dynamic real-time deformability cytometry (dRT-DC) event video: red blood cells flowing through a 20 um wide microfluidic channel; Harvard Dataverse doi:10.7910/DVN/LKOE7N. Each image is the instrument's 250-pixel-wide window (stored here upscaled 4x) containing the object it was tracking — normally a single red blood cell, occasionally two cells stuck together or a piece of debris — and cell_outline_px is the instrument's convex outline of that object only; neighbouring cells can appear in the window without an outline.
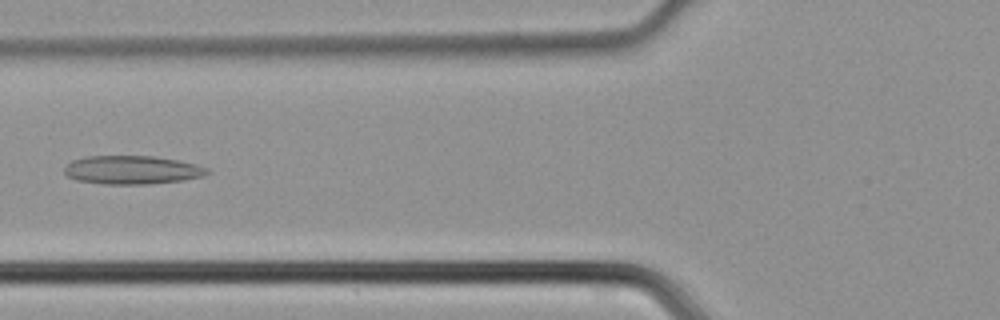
{"species": "common noctule bat (a hibernating species)", "species_latin": "Nyctalus noctula", "temperature_condition": "cold", "stored_images_in_passage": 39, "camera_frame_rate_fps": 3000, "um_per_image_px": 0.085, "animal": {"sex": "male", "body_mass_g": 21.5, "forearm_length_mm": 52.0}, "frame": {"image": 1, "passage_image": 11, "time_ms": 3.333, "image_size_px": [1000, 320], "cell_outline_px": [[212, 172], [204, 176], [184, 180], [148, 184], [104, 184], [76, 180], [68, 176], [64, 172], [64, 168], [72, 160], [84, 156], [152, 156], [180, 160], [196, 164], [208, 168]], "centroid_in_image_um": [11.26, 14.44], "position_along_channel_um": 114.5, "area_um2": 23.93}}
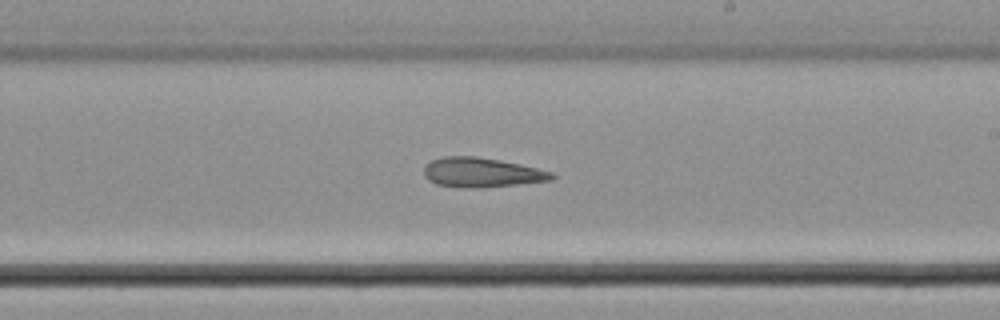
{"frame": {"image": 2, "passage_image": 20, "time_ms": 6.333, "image_size_px": [1000, 320], "cell_outline_px": [[556, 176], [552, 180], [480, 188], [472, 188], [436, 184], [428, 180], [424, 176], [424, 164], [432, 160], [444, 156], [476, 156], [500, 160], [536, 168], [552, 172]], "centroid_in_image_um": [40.9, 14.65], "position_along_channel_um": 248.1, "area_um2": 21.91}}
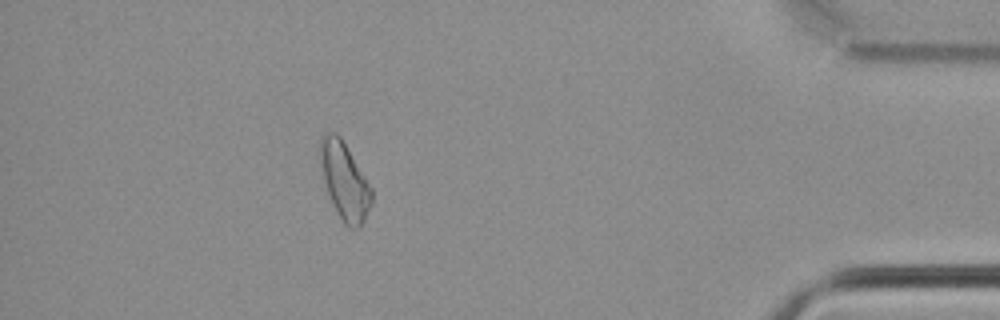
{"frame": {"image": 3, "passage_image": 34, "time_ms": 11.0, "image_size_px": [1000, 320], "cell_outline_px": [[372, 204], [360, 228], [348, 228], [344, 224], [332, 204], [324, 180], [316, 152], [320, 136], [328, 132], [336, 132], [340, 136], [372, 188]], "centroid_in_image_um": [29.25, 15.35], "position_along_channel_um": 406.0, "area_um2": 23.41}}